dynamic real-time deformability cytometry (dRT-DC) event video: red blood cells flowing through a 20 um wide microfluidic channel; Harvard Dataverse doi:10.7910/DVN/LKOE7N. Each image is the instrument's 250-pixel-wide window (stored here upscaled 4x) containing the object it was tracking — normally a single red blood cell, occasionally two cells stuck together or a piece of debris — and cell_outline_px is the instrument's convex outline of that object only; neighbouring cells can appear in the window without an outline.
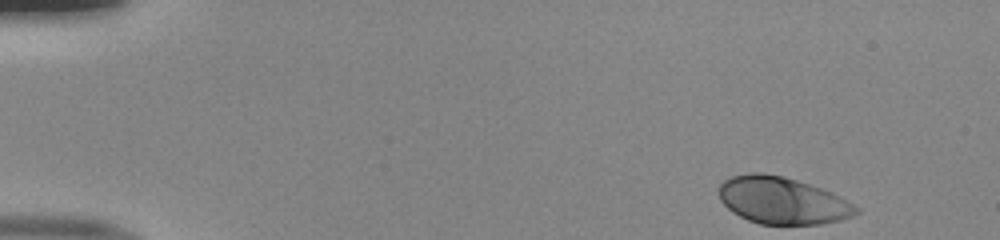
{"species": "human", "species_latin": "Homo sapiens", "temperature_condition": "room temperature", "stored_images_in_passage": 47, "camera_frame_rate_fps": 3000, "um_per_image_px": 0.085, "donor": {"sex": "male"}, "frame": {"image": 1, "passage_image": 1, "time_ms": 0.0, "image_size_px": [1000, 240], "cell_outline_px": [[860, 212], [852, 216], [840, 220], [820, 224], [760, 224], [748, 220], [732, 212], [720, 200], [720, 184], [724, 180], [732, 176], [752, 172], [760, 172], [784, 176], [832, 192], [860, 208]], "centroid_in_image_um": [66.5, 17.04], "position_along_channel_um": 18.5, "area_um2": 37.45}}
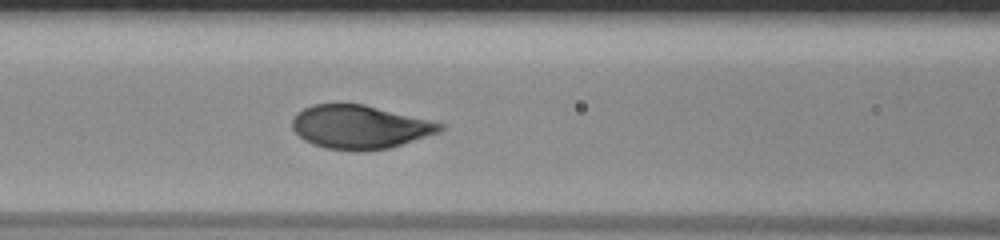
{"frame": {"image": 2, "passage_image": 19, "time_ms": 6.0, "image_size_px": [1000, 240], "cell_outline_px": [[444, 128], [440, 132], [388, 148], [364, 152], [324, 148], [312, 144], [304, 140], [292, 128], [292, 120], [296, 112], [312, 104], [364, 104], [444, 124]], "centroid_in_image_um": [30.54, 10.8], "position_along_channel_um": 136.1, "area_um2": 37.4}}
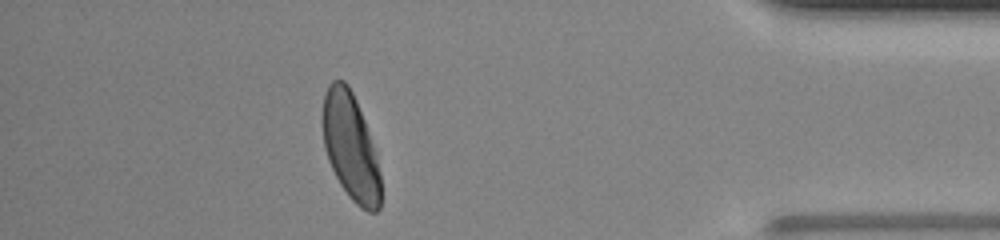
{"frame": {"image": 3, "passage_image": 42, "time_ms": 13.667, "image_size_px": [1000, 240], "cell_outline_px": [[380, 208], [376, 212], [368, 212], [360, 208], [348, 196], [340, 184], [328, 160], [324, 148], [320, 120], [320, 116], [324, 92], [328, 84], [332, 80], [344, 80], [348, 84], [356, 100], [364, 120], [376, 152], [380, 172]], "centroid_in_image_um": [29.76, 12.44], "position_along_channel_um": 405.4, "area_um2": 36.82}, "authors_computed_cell_mechanics": {"area_um2": 37.8012, "velocity_mm_per_s": 4.0032, "shape_relaxation_time_tau1_ms": 2.207, "shape_relaxation_time_tau2_ms": null, "deformation_change_tau1": 0.1648, "deformation_change_tau2": null}}